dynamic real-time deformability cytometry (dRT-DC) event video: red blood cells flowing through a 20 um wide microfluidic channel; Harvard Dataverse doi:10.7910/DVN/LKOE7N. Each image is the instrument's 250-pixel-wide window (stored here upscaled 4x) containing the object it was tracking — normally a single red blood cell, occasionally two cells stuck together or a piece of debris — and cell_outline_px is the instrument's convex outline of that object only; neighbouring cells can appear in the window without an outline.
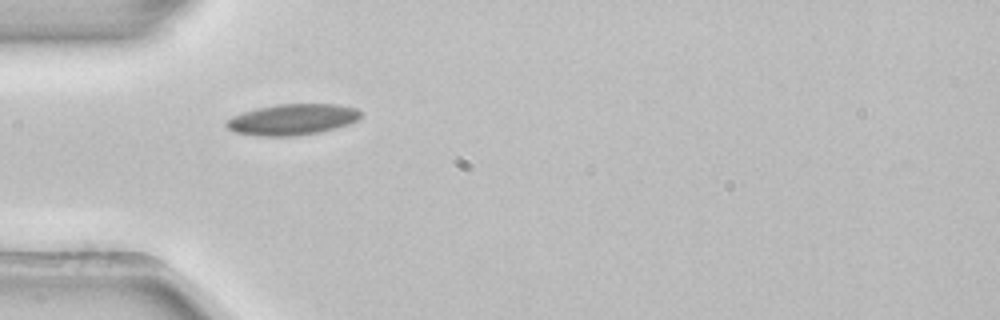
{"species": "common noctule bat (a hibernating species)", "species_latin": "Nyctalus noctula", "temperature_condition": "room temperature", "stored_images_in_passage": 2, "camera_frame_rate_fps": 3000, "um_per_image_px": 0.085, "animal": {"sex": "female", "body_mass_g": 22.7, "forearm_length_mm": 54.2}, "frame": {"image": 1, "passage_image": 1, "time_ms": 0.0, "image_size_px": [1000, 320], "cell_outline_px": [[364, 116], [360, 120], [336, 128], [320, 132], [296, 136], [256, 136], [232, 132], [224, 124], [224, 120], [232, 116], [256, 108], [276, 104], [336, 104], [356, 108], [364, 112]], "centroid_in_image_um": [24.87, 10.16], "position_along_channel_um": 60.1, "area_um2": 24.8}}